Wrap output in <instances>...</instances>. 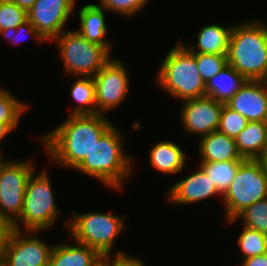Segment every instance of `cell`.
<instances>
[{
    "label": "cell",
    "mask_w": 267,
    "mask_h": 266,
    "mask_svg": "<svg viewBox=\"0 0 267 266\" xmlns=\"http://www.w3.org/2000/svg\"><path fill=\"white\" fill-rule=\"evenodd\" d=\"M106 115H69L51 132L40 136L47 155L57 165L75 169L113 124Z\"/></svg>",
    "instance_id": "cell-1"
},
{
    "label": "cell",
    "mask_w": 267,
    "mask_h": 266,
    "mask_svg": "<svg viewBox=\"0 0 267 266\" xmlns=\"http://www.w3.org/2000/svg\"><path fill=\"white\" fill-rule=\"evenodd\" d=\"M116 127L112 124L104 132L75 170L95 178L105 187L119 190L132 172L133 157L123 150L124 138Z\"/></svg>",
    "instance_id": "cell-2"
},
{
    "label": "cell",
    "mask_w": 267,
    "mask_h": 266,
    "mask_svg": "<svg viewBox=\"0 0 267 266\" xmlns=\"http://www.w3.org/2000/svg\"><path fill=\"white\" fill-rule=\"evenodd\" d=\"M248 20L233 26L227 53L228 64L248 81L267 79V25Z\"/></svg>",
    "instance_id": "cell-3"
},
{
    "label": "cell",
    "mask_w": 267,
    "mask_h": 266,
    "mask_svg": "<svg viewBox=\"0 0 267 266\" xmlns=\"http://www.w3.org/2000/svg\"><path fill=\"white\" fill-rule=\"evenodd\" d=\"M157 71V84L175 99L185 101L206 96V84L200 76L195 53L177 42L165 55Z\"/></svg>",
    "instance_id": "cell-4"
},
{
    "label": "cell",
    "mask_w": 267,
    "mask_h": 266,
    "mask_svg": "<svg viewBox=\"0 0 267 266\" xmlns=\"http://www.w3.org/2000/svg\"><path fill=\"white\" fill-rule=\"evenodd\" d=\"M47 172L44 170L36 175L33 171L28 178L22 213L10 228L22 229V231H43L53 226L61 216L62 212L57 207L55 192Z\"/></svg>",
    "instance_id": "cell-5"
},
{
    "label": "cell",
    "mask_w": 267,
    "mask_h": 266,
    "mask_svg": "<svg viewBox=\"0 0 267 266\" xmlns=\"http://www.w3.org/2000/svg\"><path fill=\"white\" fill-rule=\"evenodd\" d=\"M66 228L72 240L97 250L102 256L113 255L115 239L125 229L124 217L112 213L93 212L76 213L71 210Z\"/></svg>",
    "instance_id": "cell-6"
},
{
    "label": "cell",
    "mask_w": 267,
    "mask_h": 266,
    "mask_svg": "<svg viewBox=\"0 0 267 266\" xmlns=\"http://www.w3.org/2000/svg\"><path fill=\"white\" fill-rule=\"evenodd\" d=\"M52 41L58 47L65 76L94 77L112 58L103 46L89 42L74 29L63 31Z\"/></svg>",
    "instance_id": "cell-7"
},
{
    "label": "cell",
    "mask_w": 267,
    "mask_h": 266,
    "mask_svg": "<svg viewBox=\"0 0 267 266\" xmlns=\"http://www.w3.org/2000/svg\"><path fill=\"white\" fill-rule=\"evenodd\" d=\"M267 198V173L256 159H244L223 196L226 221Z\"/></svg>",
    "instance_id": "cell-8"
},
{
    "label": "cell",
    "mask_w": 267,
    "mask_h": 266,
    "mask_svg": "<svg viewBox=\"0 0 267 266\" xmlns=\"http://www.w3.org/2000/svg\"><path fill=\"white\" fill-rule=\"evenodd\" d=\"M35 171L30 159L0 165V223L10 227L21 215L27 180Z\"/></svg>",
    "instance_id": "cell-9"
},
{
    "label": "cell",
    "mask_w": 267,
    "mask_h": 266,
    "mask_svg": "<svg viewBox=\"0 0 267 266\" xmlns=\"http://www.w3.org/2000/svg\"><path fill=\"white\" fill-rule=\"evenodd\" d=\"M38 233L39 231L22 233V230L6 227L0 248V258L4 265L48 266L53 245L50 246L43 238H39Z\"/></svg>",
    "instance_id": "cell-10"
},
{
    "label": "cell",
    "mask_w": 267,
    "mask_h": 266,
    "mask_svg": "<svg viewBox=\"0 0 267 266\" xmlns=\"http://www.w3.org/2000/svg\"><path fill=\"white\" fill-rule=\"evenodd\" d=\"M93 78L96 86V114L105 115L125 101L130 80L121 60L111 58Z\"/></svg>",
    "instance_id": "cell-11"
},
{
    "label": "cell",
    "mask_w": 267,
    "mask_h": 266,
    "mask_svg": "<svg viewBox=\"0 0 267 266\" xmlns=\"http://www.w3.org/2000/svg\"><path fill=\"white\" fill-rule=\"evenodd\" d=\"M75 0H36L27 12V20L45 41H51L63 31L75 8Z\"/></svg>",
    "instance_id": "cell-12"
},
{
    "label": "cell",
    "mask_w": 267,
    "mask_h": 266,
    "mask_svg": "<svg viewBox=\"0 0 267 266\" xmlns=\"http://www.w3.org/2000/svg\"><path fill=\"white\" fill-rule=\"evenodd\" d=\"M183 102L185 103L180 112L181 122L189 135L198 134L201 138L217 131L223 103L207 96Z\"/></svg>",
    "instance_id": "cell-13"
},
{
    "label": "cell",
    "mask_w": 267,
    "mask_h": 266,
    "mask_svg": "<svg viewBox=\"0 0 267 266\" xmlns=\"http://www.w3.org/2000/svg\"><path fill=\"white\" fill-rule=\"evenodd\" d=\"M249 122H267V84L265 81H247L226 104Z\"/></svg>",
    "instance_id": "cell-14"
},
{
    "label": "cell",
    "mask_w": 267,
    "mask_h": 266,
    "mask_svg": "<svg viewBox=\"0 0 267 266\" xmlns=\"http://www.w3.org/2000/svg\"><path fill=\"white\" fill-rule=\"evenodd\" d=\"M221 195L215 185L207 178L205 172L198 167L196 172L178 180L170 186L167 201L184 205L200 202L204 199Z\"/></svg>",
    "instance_id": "cell-15"
},
{
    "label": "cell",
    "mask_w": 267,
    "mask_h": 266,
    "mask_svg": "<svg viewBox=\"0 0 267 266\" xmlns=\"http://www.w3.org/2000/svg\"><path fill=\"white\" fill-rule=\"evenodd\" d=\"M105 13L106 10L97 4L82 6L78 13L80 28L76 31L89 42L103 46L111 54L110 40L105 39L107 29H109L105 21Z\"/></svg>",
    "instance_id": "cell-16"
},
{
    "label": "cell",
    "mask_w": 267,
    "mask_h": 266,
    "mask_svg": "<svg viewBox=\"0 0 267 266\" xmlns=\"http://www.w3.org/2000/svg\"><path fill=\"white\" fill-rule=\"evenodd\" d=\"M200 162L243 161L236 147L235 138L214 131L199 139Z\"/></svg>",
    "instance_id": "cell-17"
},
{
    "label": "cell",
    "mask_w": 267,
    "mask_h": 266,
    "mask_svg": "<svg viewBox=\"0 0 267 266\" xmlns=\"http://www.w3.org/2000/svg\"><path fill=\"white\" fill-rule=\"evenodd\" d=\"M74 244H54L48 266H94L102 255L87 245L73 241Z\"/></svg>",
    "instance_id": "cell-18"
},
{
    "label": "cell",
    "mask_w": 267,
    "mask_h": 266,
    "mask_svg": "<svg viewBox=\"0 0 267 266\" xmlns=\"http://www.w3.org/2000/svg\"><path fill=\"white\" fill-rule=\"evenodd\" d=\"M188 154L173 141H161L152 146L149 162L153 169L164 174H177L185 168Z\"/></svg>",
    "instance_id": "cell-19"
},
{
    "label": "cell",
    "mask_w": 267,
    "mask_h": 266,
    "mask_svg": "<svg viewBox=\"0 0 267 266\" xmlns=\"http://www.w3.org/2000/svg\"><path fill=\"white\" fill-rule=\"evenodd\" d=\"M232 28L214 23L205 25L197 35L196 46L183 45L192 53L227 54Z\"/></svg>",
    "instance_id": "cell-20"
},
{
    "label": "cell",
    "mask_w": 267,
    "mask_h": 266,
    "mask_svg": "<svg viewBox=\"0 0 267 266\" xmlns=\"http://www.w3.org/2000/svg\"><path fill=\"white\" fill-rule=\"evenodd\" d=\"M247 81L243 75L227 64L206 83V96L226 104Z\"/></svg>",
    "instance_id": "cell-21"
},
{
    "label": "cell",
    "mask_w": 267,
    "mask_h": 266,
    "mask_svg": "<svg viewBox=\"0 0 267 266\" xmlns=\"http://www.w3.org/2000/svg\"><path fill=\"white\" fill-rule=\"evenodd\" d=\"M267 142V122H248L235 138L239 154L244 159H256Z\"/></svg>",
    "instance_id": "cell-22"
},
{
    "label": "cell",
    "mask_w": 267,
    "mask_h": 266,
    "mask_svg": "<svg viewBox=\"0 0 267 266\" xmlns=\"http://www.w3.org/2000/svg\"><path fill=\"white\" fill-rule=\"evenodd\" d=\"M70 89V94L77 104L70 115H95L96 86L94 78L79 77Z\"/></svg>",
    "instance_id": "cell-23"
},
{
    "label": "cell",
    "mask_w": 267,
    "mask_h": 266,
    "mask_svg": "<svg viewBox=\"0 0 267 266\" xmlns=\"http://www.w3.org/2000/svg\"><path fill=\"white\" fill-rule=\"evenodd\" d=\"M242 161L200 162L198 165L223 197Z\"/></svg>",
    "instance_id": "cell-24"
},
{
    "label": "cell",
    "mask_w": 267,
    "mask_h": 266,
    "mask_svg": "<svg viewBox=\"0 0 267 266\" xmlns=\"http://www.w3.org/2000/svg\"><path fill=\"white\" fill-rule=\"evenodd\" d=\"M237 219L242 221L241 224L243 226L267 235V198L245 208L234 219L227 220L226 222L232 224Z\"/></svg>",
    "instance_id": "cell-25"
},
{
    "label": "cell",
    "mask_w": 267,
    "mask_h": 266,
    "mask_svg": "<svg viewBox=\"0 0 267 266\" xmlns=\"http://www.w3.org/2000/svg\"><path fill=\"white\" fill-rule=\"evenodd\" d=\"M237 245L243 258L255 257L267 253V235L254 229L242 226Z\"/></svg>",
    "instance_id": "cell-26"
},
{
    "label": "cell",
    "mask_w": 267,
    "mask_h": 266,
    "mask_svg": "<svg viewBox=\"0 0 267 266\" xmlns=\"http://www.w3.org/2000/svg\"><path fill=\"white\" fill-rule=\"evenodd\" d=\"M24 103L9 90L0 87V123L19 124L21 115L28 108Z\"/></svg>",
    "instance_id": "cell-27"
},
{
    "label": "cell",
    "mask_w": 267,
    "mask_h": 266,
    "mask_svg": "<svg viewBox=\"0 0 267 266\" xmlns=\"http://www.w3.org/2000/svg\"><path fill=\"white\" fill-rule=\"evenodd\" d=\"M195 60L205 84L228 64L227 54L195 53Z\"/></svg>",
    "instance_id": "cell-28"
},
{
    "label": "cell",
    "mask_w": 267,
    "mask_h": 266,
    "mask_svg": "<svg viewBox=\"0 0 267 266\" xmlns=\"http://www.w3.org/2000/svg\"><path fill=\"white\" fill-rule=\"evenodd\" d=\"M248 120L238 112L230 109L225 104L221 110L217 131L229 137L236 138L248 124Z\"/></svg>",
    "instance_id": "cell-29"
},
{
    "label": "cell",
    "mask_w": 267,
    "mask_h": 266,
    "mask_svg": "<svg viewBox=\"0 0 267 266\" xmlns=\"http://www.w3.org/2000/svg\"><path fill=\"white\" fill-rule=\"evenodd\" d=\"M27 21V12L11 0H0V31L17 28Z\"/></svg>",
    "instance_id": "cell-30"
},
{
    "label": "cell",
    "mask_w": 267,
    "mask_h": 266,
    "mask_svg": "<svg viewBox=\"0 0 267 266\" xmlns=\"http://www.w3.org/2000/svg\"><path fill=\"white\" fill-rule=\"evenodd\" d=\"M150 0H99L98 6L106 11L122 14L127 18L136 16Z\"/></svg>",
    "instance_id": "cell-31"
},
{
    "label": "cell",
    "mask_w": 267,
    "mask_h": 266,
    "mask_svg": "<svg viewBox=\"0 0 267 266\" xmlns=\"http://www.w3.org/2000/svg\"><path fill=\"white\" fill-rule=\"evenodd\" d=\"M0 35H4V38L9 40L11 44H19L22 42L24 35H32L39 43L46 42L28 20L19 25L16 29L8 28L0 31Z\"/></svg>",
    "instance_id": "cell-32"
},
{
    "label": "cell",
    "mask_w": 267,
    "mask_h": 266,
    "mask_svg": "<svg viewBox=\"0 0 267 266\" xmlns=\"http://www.w3.org/2000/svg\"><path fill=\"white\" fill-rule=\"evenodd\" d=\"M111 255V266H145L140 258L128 255L124 251L118 250V252Z\"/></svg>",
    "instance_id": "cell-33"
},
{
    "label": "cell",
    "mask_w": 267,
    "mask_h": 266,
    "mask_svg": "<svg viewBox=\"0 0 267 266\" xmlns=\"http://www.w3.org/2000/svg\"><path fill=\"white\" fill-rule=\"evenodd\" d=\"M241 264V266H267V253L245 258Z\"/></svg>",
    "instance_id": "cell-34"
},
{
    "label": "cell",
    "mask_w": 267,
    "mask_h": 266,
    "mask_svg": "<svg viewBox=\"0 0 267 266\" xmlns=\"http://www.w3.org/2000/svg\"><path fill=\"white\" fill-rule=\"evenodd\" d=\"M19 124H1L0 123V142L8 135L10 132L16 130ZM0 151L1 148H0Z\"/></svg>",
    "instance_id": "cell-35"
},
{
    "label": "cell",
    "mask_w": 267,
    "mask_h": 266,
    "mask_svg": "<svg viewBox=\"0 0 267 266\" xmlns=\"http://www.w3.org/2000/svg\"><path fill=\"white\" fill-rule=\"evenodd\" d=\"M256 160L261 164L267 173V142L264 144L263 150L260 155L256 158Z\"/></svg>",
    "instance_id": "cell-36"
},
{
    "label": "cell",
    "mask_w": 267,
    "mask_h": 266,
    "mask_svg": "<svg viewBox=\"0 0 267 266\" xmlns=\"http://www.w3.org/2000/svg\"><path fill=\"white\" fill-rule=\"evenodd\" d=\"M26 12L30 10L36 0H11Z\"/></svg>",
    "instance_id": "cell-37"
},
{
    "label": "cell",
    "mask_w": 267,
    "mask_h": 266,
    "mask_svg": "<svg viewBox=\"0 0 267 266\" xmlns=\"http://www.w3.org/2000/svg\"><path fill=\"white\" fill-rule=\"evenodd\" d=\"M94 266H111V255L102 256Z\"/></svg>",
    "instance_id": "cell-38"
},
{
    "label": "cell",
    "mask_w": 267,
    "mask_h": 266,
    "mask_svg": "<svg viewBox=\"0 0 267 266\" xmlns=\"http://www.w3.org/2000/svg\"><path fill=\"white\" fill-rule=\"evenodd\" d=\"M6 228L0 223V238H3Z\"/></svg>",
    "instance_id": "cell-39"
},
{
    "label": "cell",
    "mask_w": 267,
    "mask_h": 266,
    "mask_svg": "<svg viewBox=\"0 0 267 266\" xmlns=\"http://www.w3.org/2000/svg\"><path fill=\"white\" fill-rule=\"evenodd\" d=\"M2 157V151H0V165L5 161V159Z\"/></svg>",
    "instance_id": "cell-40"
},
{
    "label": "cell",
    "mask_w": 267,
    "mask_h": 266,
    "mask_svg": "<svg viewBox=\"0 0 267 266\" xmlns=\"http://www.w3.org/2000/svg\"><path fill=\"white\" fill-rule=\"evenodd\" d=\"M0 266H5L4 262L2 261V259L0 258Z\"/></svg>",
    "instance_id": "cell-41"
}]
</instances>
